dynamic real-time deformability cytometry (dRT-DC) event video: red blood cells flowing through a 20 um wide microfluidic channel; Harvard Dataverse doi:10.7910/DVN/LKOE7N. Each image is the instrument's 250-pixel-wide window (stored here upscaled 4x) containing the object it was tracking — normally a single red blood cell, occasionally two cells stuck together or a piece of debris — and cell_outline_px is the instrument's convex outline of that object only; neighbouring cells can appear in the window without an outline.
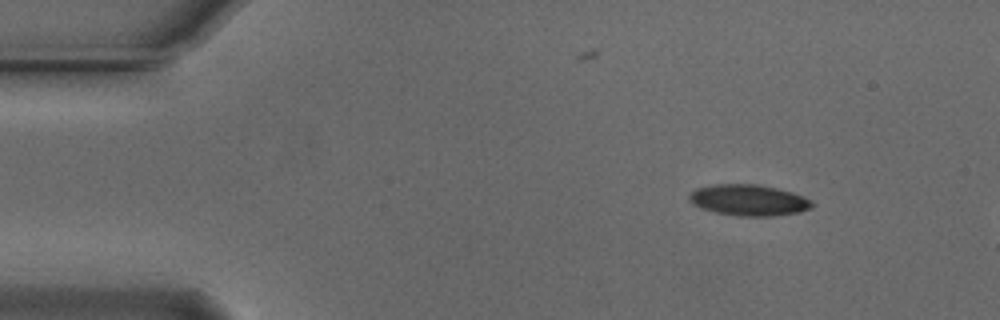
{"species": "Egyptian fruit bat (a non-hibernating species)", "species_latin": "Rousettus aegyptiacus", "temperature_condition": "cold", "stored_images_in_passage": 12, "camera_frame_rate_fps": 3000, "um_per_image_px": 0.085, "animal": {"sex": "male"}, "frame": {"image": 1, "passage_image": 6, "time_ms": 1.667, "image_size_px": [1000, 320], "cell_outline_px": [[816, 204], [812, 208], [800, 212], [768, 216], [736, 216], [716, 212], [692, 204], [688, 200], [688, 196], [696, 188], [712, 184], [756, 184], [776, 188], [792, 192], [804, 196], [812, 200]], "centroid_in_image_um": [63.67, 17.01], "position_along_channel_um": 21.3, "area_um2": 22.37}}